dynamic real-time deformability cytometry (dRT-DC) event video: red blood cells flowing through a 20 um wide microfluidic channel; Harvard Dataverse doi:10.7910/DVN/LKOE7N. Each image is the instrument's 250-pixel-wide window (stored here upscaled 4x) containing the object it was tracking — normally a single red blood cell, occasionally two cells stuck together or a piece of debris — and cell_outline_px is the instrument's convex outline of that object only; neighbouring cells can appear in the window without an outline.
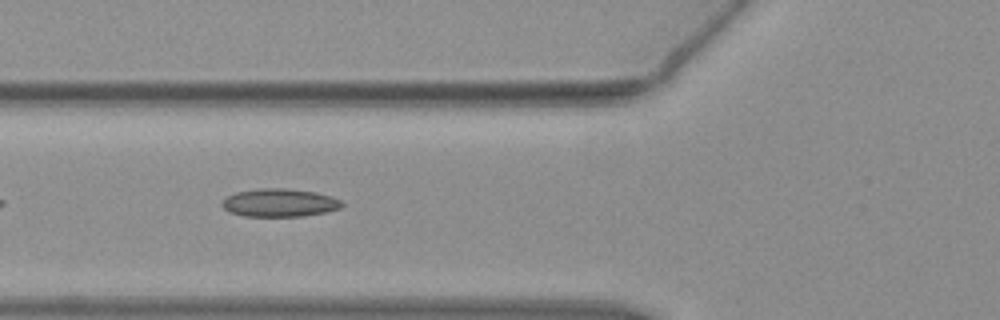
{"species": "common noctule bat (a hibernating species)", "species_latin": "Nyctalus noctula", "temperature_condition": "warm", "stored_images_in_passage": 40, "camera_frame_rate_fps": 3000, "um_per_image_px": 0.085, "animal": {"sex": "female", "body_mass_g": 19.3, "forearm_length_mm": 54.1}, "frame": {"image": 1, "passage_image": 6, "time_ms": 1.667, "image_size_px": [1000, 320], "cell_outline_px": [[344, 204], [340, 208], [324, 212], [304, 216], [244, 216], [228, 212], [220, 204], [228, 196], [236, 192], [260, 188], [284, 188], [316, 192], [332, 196], [340, 200]], "centroid_in_image_um": [23.76, 17.23], "position_along_channel_um": 102.0, "area_um2": 19.59}}
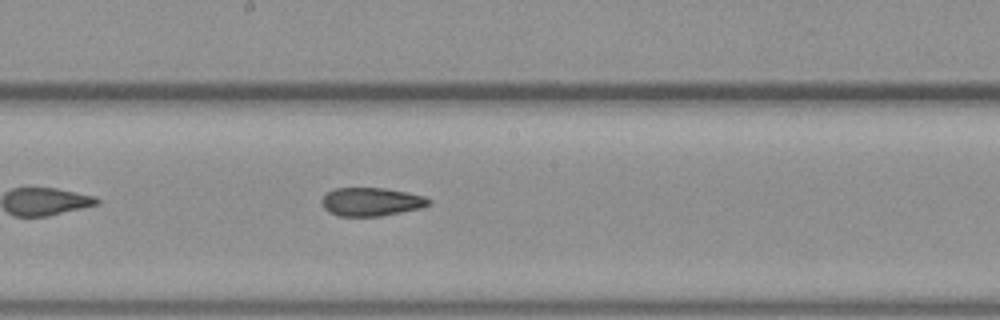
{"frame": {"image": 2, "passage_image": 15, "time_ms": 4.667, "image_size_px": [1000, 320], "cell_outline_px": [[432, 204], [420, 208], [380, 216], [336, 216], [328, 212], [324, 208], [320, 200], [328, 192], [336, 188], [384, 188], [408, 192], [424, 196], [432, 200]], "centroid_in_image_um": [31.56, 17.15], "position_along_channel_um": 216.6, "area_um2": 17.8}}
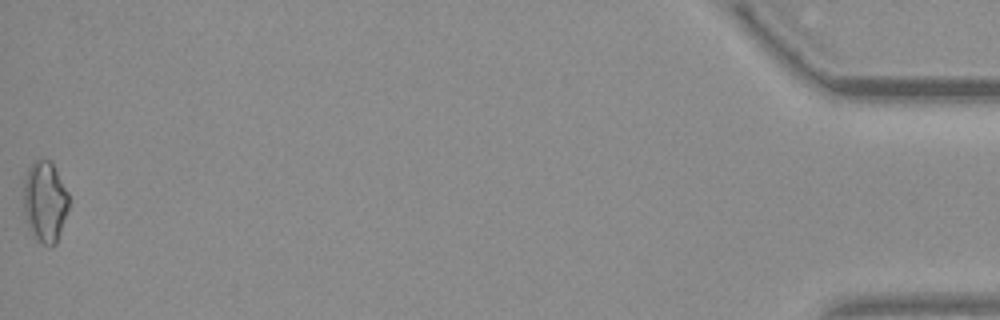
{"frame": {"image": 3, "passage_image": 40, "time_ms": 13.0, "image_size_px": [1000, 320], "cell_outline_px": [[68, 208], [56, 244], [52, 248], [44, 244], [32, 236], [24, 212], [24, 180], [28, 168], [32, 160], [40, 156], [52, 160], [68, 192]], "centroid_in_image_um": [3.82, 17.07], "position_along_channel_um": 431.4, "area_um2": 21.73}, "authors_computed_cell_mechanics": {"area_um2": 18.2648, "velocity_mm_per_s": 3.81, "shape_relaxation_time_tau1_ms": 8.6969, "shape_relaxation_time_tau2_ms": 3.6799, "deformation_change_tau1": 0.2041, "deformation_change_tau2": 0.1262}}